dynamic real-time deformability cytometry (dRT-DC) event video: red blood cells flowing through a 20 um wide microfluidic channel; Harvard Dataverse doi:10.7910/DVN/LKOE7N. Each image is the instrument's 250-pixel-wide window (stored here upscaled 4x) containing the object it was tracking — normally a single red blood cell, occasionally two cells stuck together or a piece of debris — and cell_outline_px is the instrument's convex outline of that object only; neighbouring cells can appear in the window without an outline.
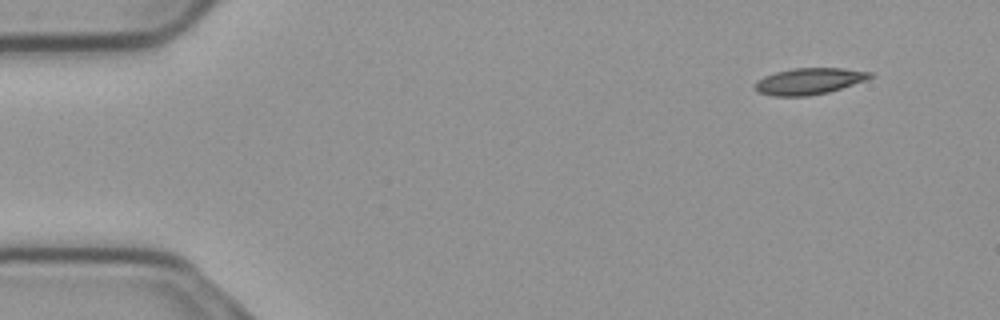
{"species": "common noctule bat (a hibernating species)", "species_latin": "Nyctalus noctula", "temperature_condition": "cold", "stored_images_in_passage": 51, "camera_frame_rate_fps": 3000, "um_per_image_px": 0.085, "animal": {"sex": "male", "body_mass_g": 23.1, "forearm_length_mm": 52.7}, "frame": {"image": 1, "passage_image": 1, "time_ms": 0.0, "image_size_px": [1000, 320], "cell_outline_px": [[872, 76], [864, 80], [828, 92], [808, 96], [772, 96], [756, 92], [756, 84], [764, 76], [776, 72], [792, 68], [844, 68], [872, 72]], "centroid_in_image_um": [68.75, 6.9], "position_along_channel_um": 16.2, "area_um2": 17.46}}
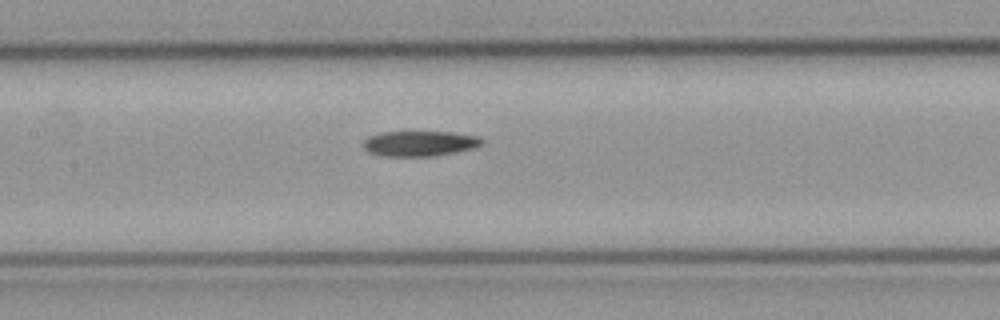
{"frame": {"image": 2, "passage_image": 22, "time_ms": 7.0, "image_size_px": [1000, 320], "cell_outline_px": [[484, 144], [472, 148], [456, 152], [436, 156], [380, 156], [368, 152], [364, 148], [364, 140], [368, 136], [380, 132], [452, 132], [480, 136], [484, 140]], "centroid_in_image_um": [35.69, 12.19], "position_along_channel_um": 171.7, "area_um2": 17.69}}
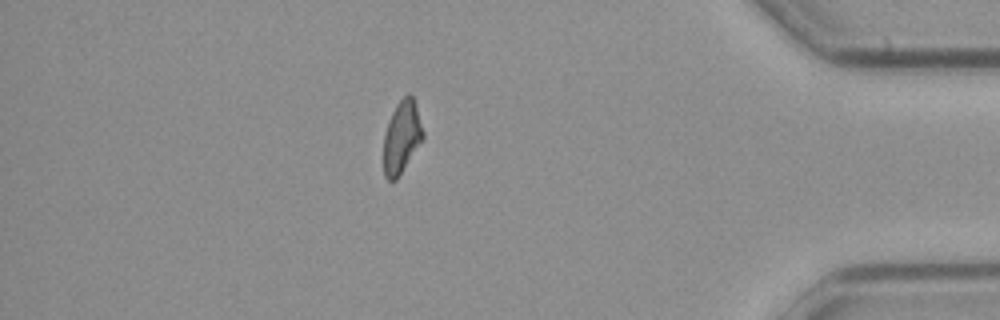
{"frame": {"image": 3, "passage_image": 44, "time_ms": 14.333, "image_size_px": [1000, 320], "cell_outline_px": [[424, 136], [396, 180], [388, 180], [384, 176], [384, 132], [388, 120], [396, 104], [408, 92], [412, 96], [424, 132]], "centroid_in_image_um": [34.12, 11.63], "position_along_channel_um": 401.1, "area_um2": 16.3}}